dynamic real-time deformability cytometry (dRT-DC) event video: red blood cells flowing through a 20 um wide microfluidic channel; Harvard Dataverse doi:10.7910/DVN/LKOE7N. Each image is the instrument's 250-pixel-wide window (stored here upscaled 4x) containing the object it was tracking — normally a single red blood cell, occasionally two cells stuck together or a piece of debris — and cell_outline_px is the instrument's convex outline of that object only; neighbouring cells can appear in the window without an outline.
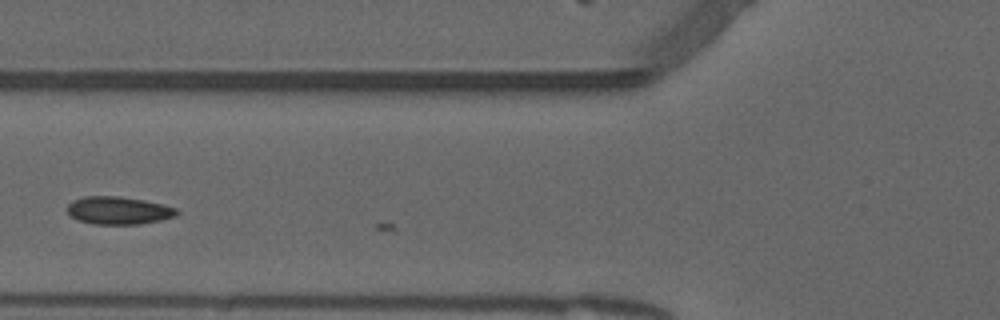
{"species": "common noctule bat (a hibernating species)", "species_latin": "Nyctalus noctula", "temperature_condition": "warm", "stored_images_in_passage": 7, "camera_frame_rate_fps": 3000, "um_per_image_px": 0.085, "animal": {"sex": "male", "forearm_length_mm": 52.5}, "frame": {"image": 1, "passage_image": 6, "time_ms": 1.667, "image_size_px": [1000, 320], "cell_outline_px": [[180, 212], [176, 216], [160, 220], [140, 224], [92, 224], [80, 220], [72, 216], [68, 212], [68, 204], [72, 200], [84, 196], [120, 196], [144, 200], [176, 208]], "centroid_in_image_um": [10.08, 17.88], "position_along_channel_um": 115.7, "area_um2": 17.63}}